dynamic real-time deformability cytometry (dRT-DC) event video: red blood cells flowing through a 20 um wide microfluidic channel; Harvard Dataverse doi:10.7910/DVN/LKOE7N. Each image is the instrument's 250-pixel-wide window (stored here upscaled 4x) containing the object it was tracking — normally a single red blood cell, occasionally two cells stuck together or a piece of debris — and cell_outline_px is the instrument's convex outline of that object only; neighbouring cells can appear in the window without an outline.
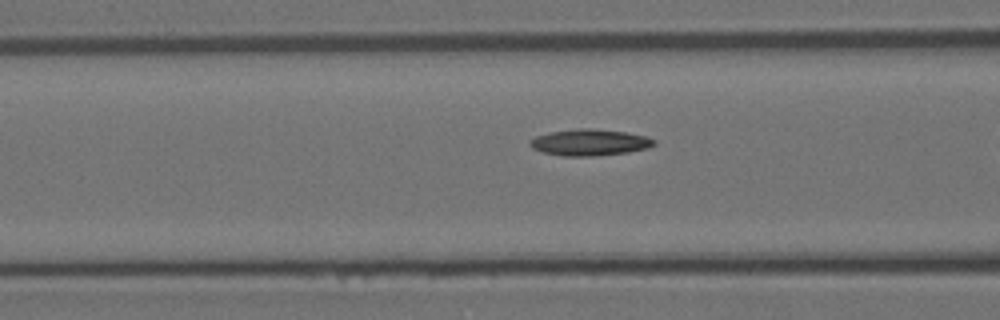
{"species": "Egyptian fruit bat (a non-hibernating species)", "species_latin": "Rousettus aegyptiacus", "temperature_condition": "room temperature", "stored_images_in_passage": 33, "camera_frame_rate_fps": 3000, "um_per_image_px": 0.085, "animal": {"sex": "female"}, "frame": {"image": 1, "passage_image": 11, "time_ms": 3.333, "image_size_px": [1000, 320], "cell_outline_px": [[656, 144], [648, 148], [628, 152], [592, 156], [564, 156], [544, 152], [532, 148], [528, 144], [528, 140], [536, 136], [548, 132], [580, 128], [592, 128], [624, 132], [648, 136], [656, 140]], "centroid_in_image_um": [50.12, 12.1], "position_along_channel_um": 116.5, "area_um2": 19.19}}
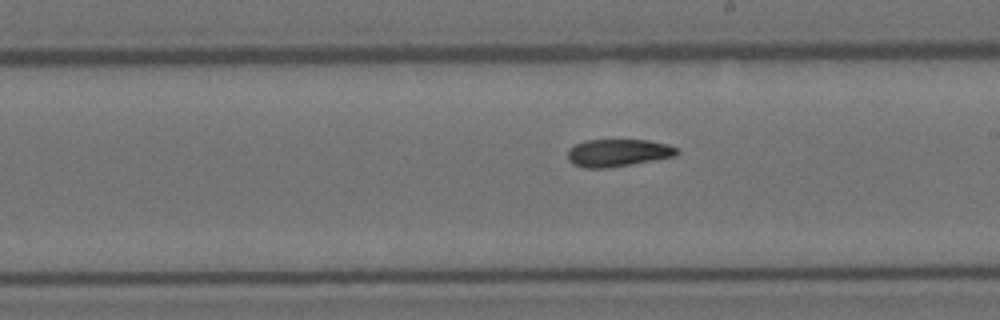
{"frame": {"image": 2, "passage_image": 21, "time_ms": 6.667, "image_size_px": [1000, 320], "cell_outline_px": [[680, 152], [676, 156], [608, 168], [584, 168], [572, 164], [568, 160], [568, 148], [576, 144], [588, 140], [648, 140], [668, 144], [680, 148]], "centroid_in_image_um": [52.55, 12.99], "position_along_channel_um": 236.5, "area_um2": 17.63}}
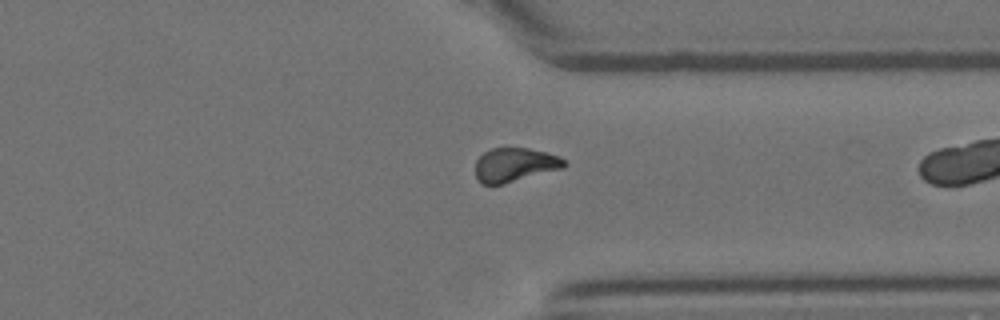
{"frame": {"image": 3, "passage_image": 32, "time_ms": 10.333, "image_size_px": [1000, 320], "cell_outline_px": [[568, 164], [564, 168], [504, 184], [480, 184], [476, 176], [476, 160], [484, 152], [492, 148], [528, 148], [548, 152], [560, 156], [568, 160]], "centroid_in_image_um": [43.81, 14.0], "position_along_channel_um": 367.6, "area_um2": 17.86}}